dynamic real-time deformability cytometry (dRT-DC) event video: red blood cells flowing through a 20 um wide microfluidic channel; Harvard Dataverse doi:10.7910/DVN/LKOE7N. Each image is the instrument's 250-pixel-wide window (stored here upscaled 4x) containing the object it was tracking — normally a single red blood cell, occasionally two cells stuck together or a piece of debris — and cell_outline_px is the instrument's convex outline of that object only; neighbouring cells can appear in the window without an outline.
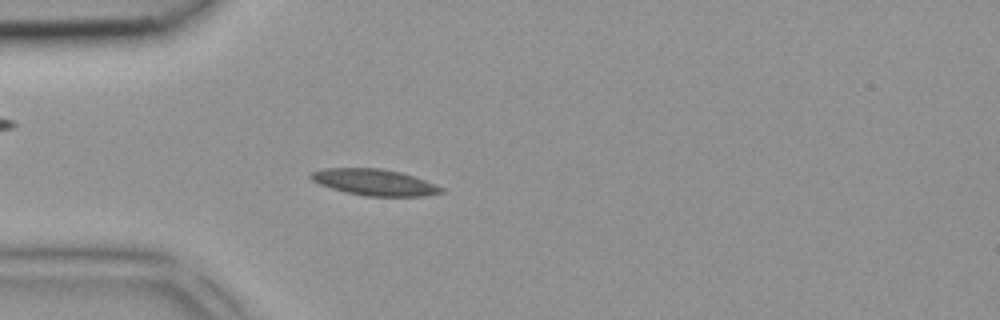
{"species": "common noctule bat (a hibernating species)", "species_latin": "Nyctalus noctula", "temperature_condition": "room temperature", "stored_images_in_passage": 4, "camera_frame_rate_fps": 3000, "um_per_image_px": 0.085, "animal": {"sex": "female", "body_mass_g": 18.4}, "frame": {"image": 1, "passage_image": 4, "time_ms": 1.0, "image_size_px": [1000, 320], "cell_outline_px": [[444, 192], [424, 196], [364, 196], [344, 192], [320, 184], [312, 180], [308, 176], [312, 172], [324, 168], [380, 168], [400, 172], [424, 180], [444, 188]], "centroid_in_image_um": [31.81, 15.49], "position_along_channel_um": 53.2, "area_um2": 19.88}}